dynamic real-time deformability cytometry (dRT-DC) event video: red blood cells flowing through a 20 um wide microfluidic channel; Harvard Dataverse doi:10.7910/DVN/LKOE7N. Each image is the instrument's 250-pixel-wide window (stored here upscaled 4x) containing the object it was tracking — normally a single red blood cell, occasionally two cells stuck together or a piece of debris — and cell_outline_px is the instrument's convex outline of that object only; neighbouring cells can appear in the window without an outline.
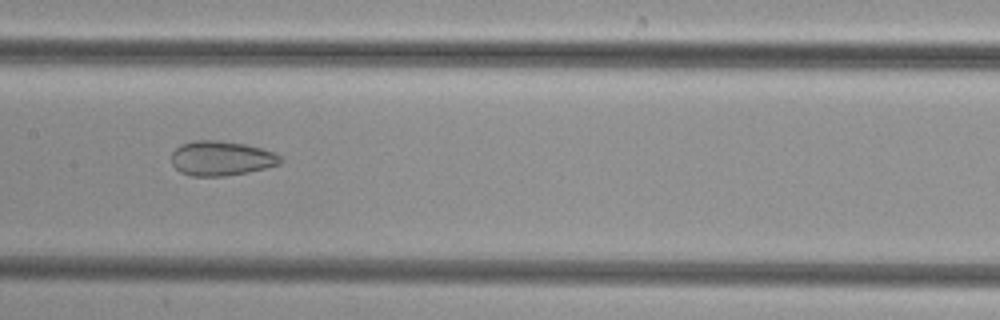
{"species": "common noctule bat (a hibernating species)", "species_latin": "Nyctalus noctula", "temperature_condition": "cold", "stored_images_in_passage": 49, "segment_of_instrument_passage": [2, 2], "camera_frame_rate_fps": 3000, "um_per_image_px": 0.085, "animal": {"sex": "female", "body_mass_g": 29.2, "forearm_length_mm": 56.3}, "frame": {"image": 1, "passage_image": 24, "time_ms": 7.667, "image_size_px": [1000, 320], "cell_outline_px": [[284, 160], [280, 164], [248, 172], [224, 176], [192, 176], [180, 172], [172, 164], [172, 152], [180, 144], [196, 140], [220, 140], [244, 144], [276, 152]], "centroid_in_image_um": [18.82, 13.45], "position_along_channel_um": 188.6, "area_um2": 22.08}}
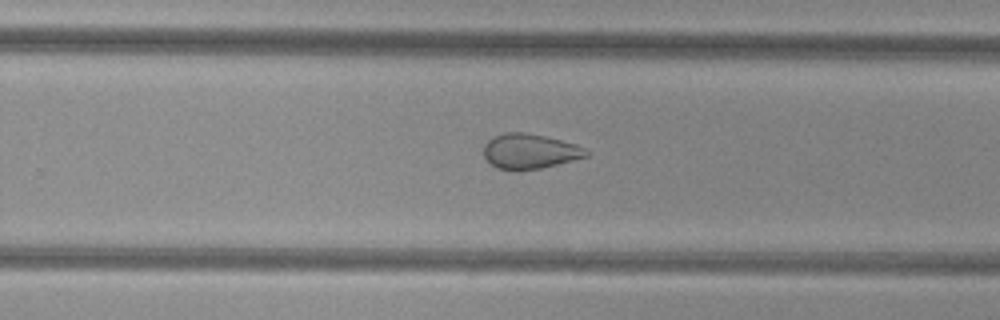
{"frame": {"image": 2, "passage_image": 31, "time_ms": 10.0, "image_size_px": [1000, 320], "cell_outline_px": [[592, 152], [588, 156], [540, 168], [516, 172], [512, 172], [496, 168], [484, 156], [484, 144], [492, 136], [504, 132], [524, 132], [544, 136], [576, 144]], "centroid_in_image_um": [45.0, 12.87], "position_along_channel_um": 284.8, "area_um2": 21.15}}
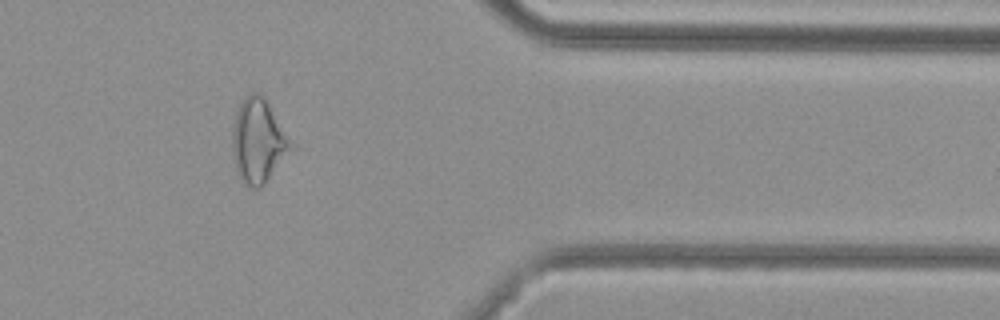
{"frame": {"image": 3, "passage_image": 40, "time_ms": 13.0, "image_size_px": [1000, 320], "cell_outline_px": [[292, 148], [264, 184], [260, 188], [252, 188], [244, 184], [236, 172], [232, 156], [232, 128], [236, 112], [240, 104], [252, 92], [256, 92], [264, 96]], "centroid_in_image_um": [21.87, 12.02], "position_along_channel_um": 389.5, "area_um2": 27.74}}